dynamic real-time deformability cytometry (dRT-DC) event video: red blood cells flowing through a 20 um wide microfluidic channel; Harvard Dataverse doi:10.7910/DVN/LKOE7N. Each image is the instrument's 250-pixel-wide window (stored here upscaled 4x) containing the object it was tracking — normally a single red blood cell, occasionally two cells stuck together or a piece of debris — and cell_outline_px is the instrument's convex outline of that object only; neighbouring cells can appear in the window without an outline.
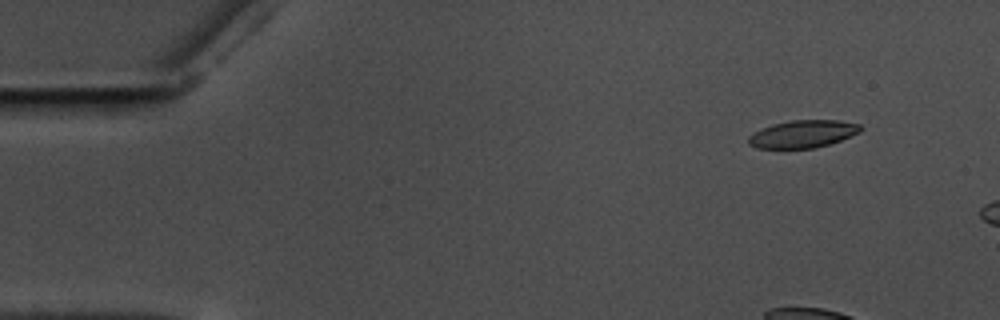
{"species": "common noctule bat (a hibernating species)", "species_latin": "Nyctalus noctula", "temperature_condition": "warm", "stored_images_in_passage": 12, "camera_frame_rate_fps": 3000, "um_per_image_px": 0.085, "animal": {"sex": "male", "body_mass_g": 17.5, "forearm_length_mm": 52.3}, "frame": {"image": 1, "passage_image": 6, "time_ms": 1.667, "image_size_px": [1000, 320], "cell_outline_px": [[864, 128], [860, 132], [840, 140], [828, 144], [812, 148], [756, 148], [748, 144], [748, 136], [752, 132], [760, 128], [772, 124], [792, 120], [836, 120], [860, 124]], "centroid_in_image_um": [68.21, 11.38], "position_along_channel_um": 16.8, "area_um2": 18.03}}